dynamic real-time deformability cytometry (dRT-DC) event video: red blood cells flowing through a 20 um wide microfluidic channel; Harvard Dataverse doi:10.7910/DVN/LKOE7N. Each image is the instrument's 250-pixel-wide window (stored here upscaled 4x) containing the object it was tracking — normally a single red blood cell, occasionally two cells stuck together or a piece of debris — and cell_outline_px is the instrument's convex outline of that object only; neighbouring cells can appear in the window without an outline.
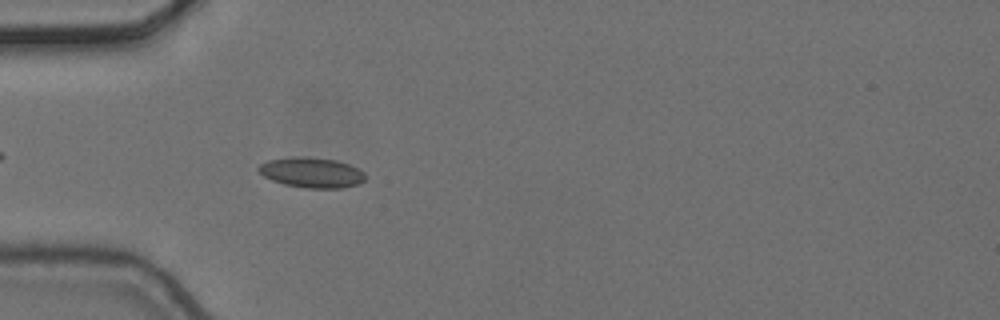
{"species": "common noctule bat (a hibernating species)", "species_latin": "Nyctalus noctula", "temperature_condition": "cold", "stored_images_in_passage": 4, "camera_frame_rate_fps": 3000, "um_per_image_px": 0.085, "animal": {"sex": "female", "body_mass_g": 24.6, "forearm_length_mm": 56.2}, "frame": {"image": 1, "passage_image": 4, "time_ms": 1.0, "image_size_px": [1000, 320], "cell_outline_px": [[364, 180], [360, 184], [340, 188], [308, 188], [284, 184], [272, 180], [264, 176], [256, 168], [260, 164], [268, 160], [300, 156], [304, 156], [336, 160], [360, 168], [364, 172]], "centroid_in_image_um": [26.51, 14.66], "position_along_channel_um": 58.5, "area_um2": 18.79}}